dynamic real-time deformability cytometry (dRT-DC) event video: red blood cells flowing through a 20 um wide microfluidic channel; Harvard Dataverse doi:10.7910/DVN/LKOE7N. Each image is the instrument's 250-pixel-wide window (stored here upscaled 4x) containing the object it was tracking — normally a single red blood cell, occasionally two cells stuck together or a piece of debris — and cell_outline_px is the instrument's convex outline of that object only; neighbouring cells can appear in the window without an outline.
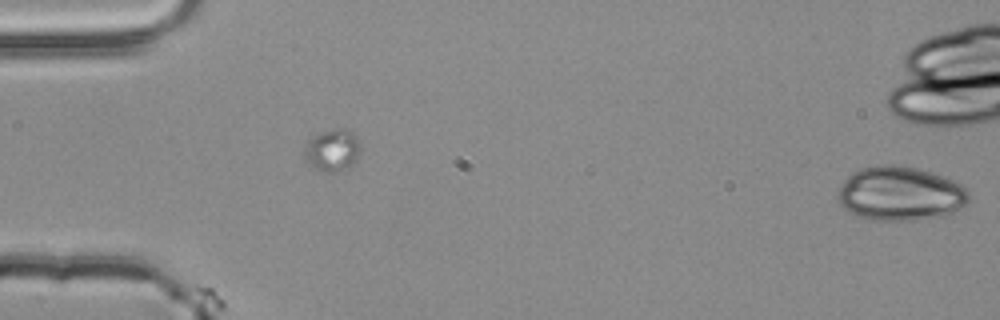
{"species": "common noctule bat (a hibernating species)", "species_latin": "Nyctalus noctula", "temperature_condition": "room temperature", "stored_images_in_passage": 20, "segment_of_instrument_passage": [2, 2], "camera_frame_rate_fps": 3000, "um_per_image_px": 0.085, "animal": {"sex": "male", "body_mass_g": 20.4}, "frame": {"image": 1, "passage_image": 20, "time_ms": 6.333, "image_size_px": [1000, 320], "cell_outline_px": [[968, 204], [952, 212], [940, 216], [912, 220], [868, 220], [844, 208], [840, 204], [836, 196], [844, 180], [852, 172], [860, 168], [884, 164], [892, 164], [916, 168], [952, 180], [960, 184], [968, 192]], "centroid_in_image_um": [76.49, 16.46], "position_along_channel_um": 8.5, "area_um2": 40.92}}